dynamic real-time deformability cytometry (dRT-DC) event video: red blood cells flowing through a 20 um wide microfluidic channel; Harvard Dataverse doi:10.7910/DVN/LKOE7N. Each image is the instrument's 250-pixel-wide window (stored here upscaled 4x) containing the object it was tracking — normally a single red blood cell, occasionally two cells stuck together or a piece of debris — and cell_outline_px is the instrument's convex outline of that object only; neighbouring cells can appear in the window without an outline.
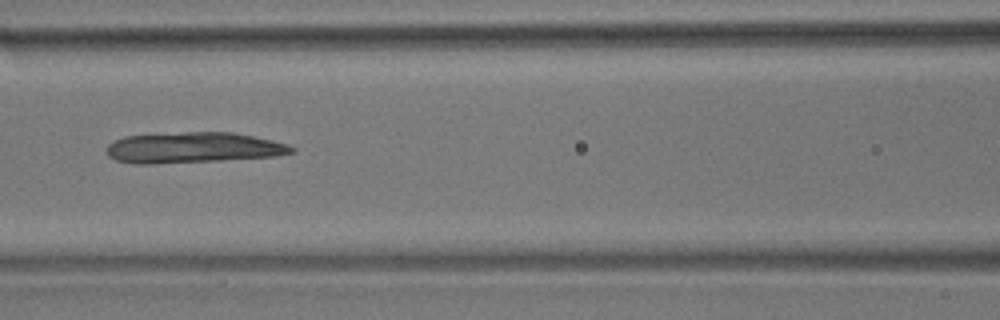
{"species": "common noctule bat (a hibernating species)", "species_latin": "Nyctalus noctula", "temperature_condition": "room temperature", "stored_images_in_passage": 11, "camera_frame_rate_fps": 3000, "um_per_image_px": 0.085, "animal": {"sex": "male", "body_mass_g": 17.9}, "frame": {"image": 1, "passage_image": 7, "time_ms": 8.0, "image_size_px": [1000, 320], "cell_outline_px": [[296, 152], [276, 156], [220, 160], [152, 164], [136, 164], [116, 160], [108, 156], [108, 144], [124, 136], [188, 132], [232, 132], [272, 140], [296, 148]], "centroid_in_image_um": [16.42, 12.55], "position_along_channel_um": 150.2, "area_um2": 32.89}}
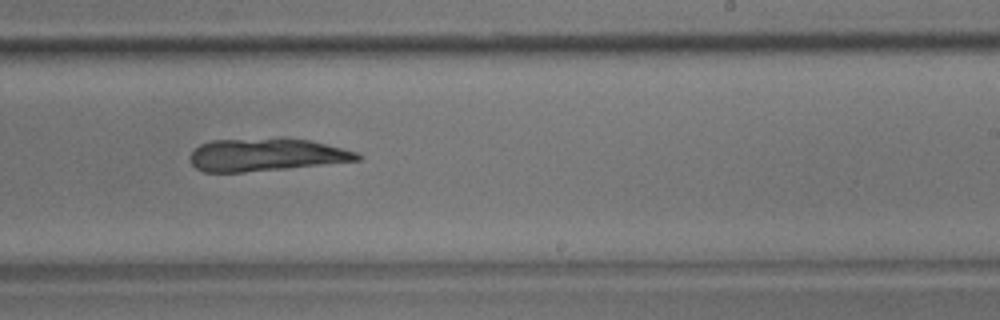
{"frame": {"image": 2, "passage_image": 10, "time_ms": 11.333, "image_size_px": [1000, 320], "cell_outline_px": [[364, 156], [360, 160], [284, 168], [244, 172], [204, 172], [196, 168], [192, 164], [192, 152], [200, 144], [212, 140], [284, 136], [312, 140], [356, 152]], "centroid_in_image_um": [22.64, 13.12], "position_along_channel_um": 266.4, "area_um2": 32.19}}
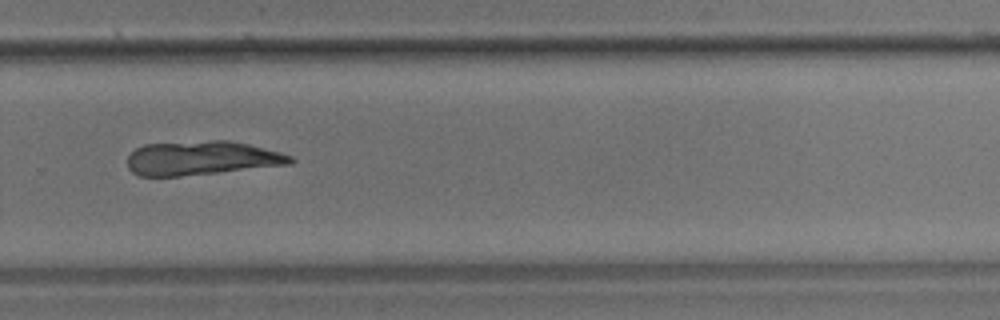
{"frame": {"image": 3, "passage_image": 11, "time_ms": 12.667, "image_size_px": [1000, 320], "cell_outline_px": [[296, 160], [292, 164], [220, 172], [180, 176], [140, 176], [132, 172], [128, 168], [128, 156], [136, 148], [144, 144], [212, 140], [228, 140], [248, 144], [280, 152], [292, 156]], "centroid_in_image_um": [17.15, 13.44], "position_along_channel_um": 312.7, "area_um2": 32.37}}